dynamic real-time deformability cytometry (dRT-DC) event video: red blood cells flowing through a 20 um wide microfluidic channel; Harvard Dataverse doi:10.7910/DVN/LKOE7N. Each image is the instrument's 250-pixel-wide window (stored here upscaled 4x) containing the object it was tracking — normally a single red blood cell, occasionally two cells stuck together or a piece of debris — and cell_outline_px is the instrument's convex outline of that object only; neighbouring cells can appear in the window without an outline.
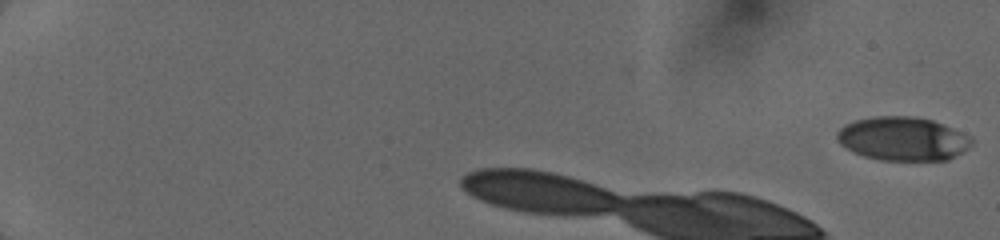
{"species": "human", "species_latin": "Homo sapiens", "temperature_condition": "cold", "stored_images_in_passage": 8, "camera_frame_rate_fps": 3000, "um_per_image_px": 0.085, "donor": {"sex": "female"}, "frame": {"image": 1, "passage_image": 1, "time_ms": 0.0, "image_size_px": [1000, 240], "cell_outline_px": [[976, 140], [968, 148], [948, 160], [880, 160], [864, 156], [840, 144], [836, 140], [836, 132], [844, 124], [856, 120], [872, 116], [916, 116], [932, 120], [944, 124], [972, 136]], "centroid_in_image_um": [76.76, 11.78], "position_along_channel_um": 8.2, "area_um2": 34.56}}